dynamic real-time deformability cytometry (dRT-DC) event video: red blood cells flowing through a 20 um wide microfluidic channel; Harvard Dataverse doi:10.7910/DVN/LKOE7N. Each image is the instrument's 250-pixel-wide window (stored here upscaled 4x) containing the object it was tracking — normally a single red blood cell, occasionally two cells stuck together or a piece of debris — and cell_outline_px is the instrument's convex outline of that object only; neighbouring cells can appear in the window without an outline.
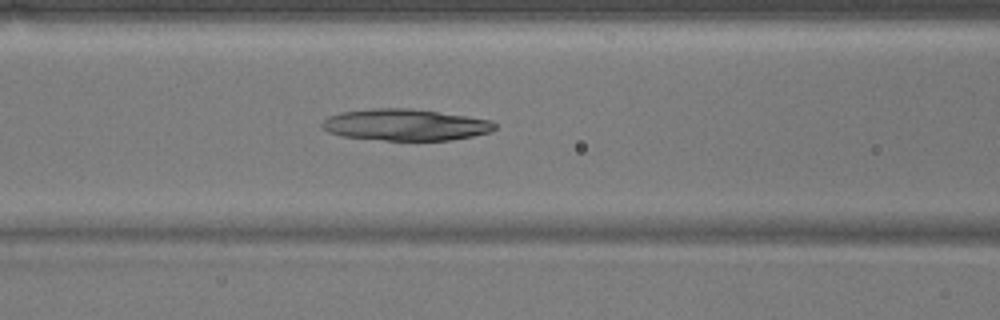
{"species": "common noctule bat (a hibernating species)", "species_latin": "Nyctalus noctula", "temperature_condition": "warm", "stored_images_in_passage": 50, "camera_frame_rate_fps": 3000, "um_per_image_px": 0.085, "animal": {"sex": "male", "body_mass_g": 17.9}, "frame": {"image": 1, "passage_image": 19, "time_ms": 6.0, "image_size_px": [1000, 320], "cell_outline_px": [[496, 128], [488, 132], [472, 136], [452, 140], [384, 140], [340, 136], [328, 132], [320, 124], [328, 116], [340, 112], [372, 108], [408, 108], [492, 120], [496, 124]], "centroid_in_image_um": [34.41, 10.61], "position_along_channel_um": 132.2, "area_um2": 31.56}}
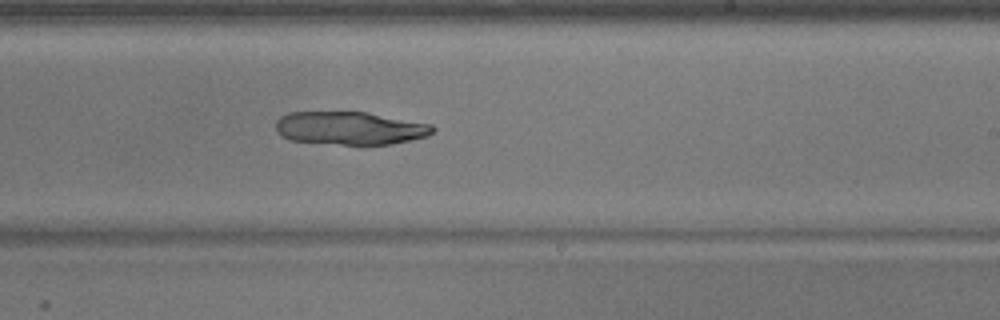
{"frame": {"image": 2, "passage_image": 29, "time_ms": 9.333, "image_size_px": [1000, 320], "cell_outline_px": [[436, 132], [428, 136], [392, 144], [364, 148], [292, 140], [280, 136], [276, 132], [276, 120], [280, 116], [288, 112], [368, 112], [432, 124], [436, 128]], "centroid_in_image_um": [29.78, 10.93], "position_along_channel_um": 259.2, "area_um2": 31.5}}
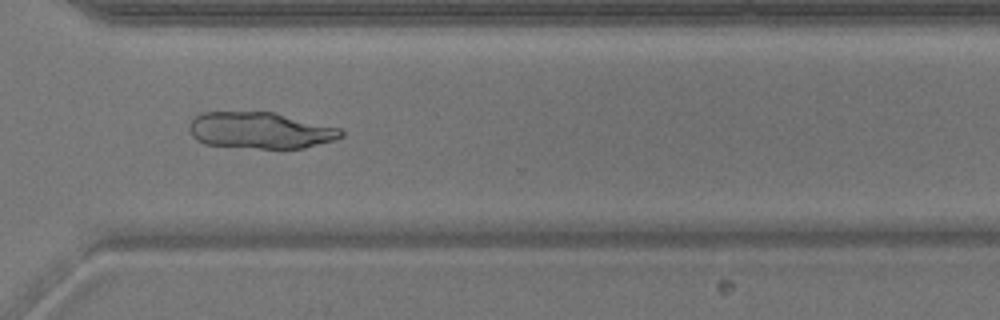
{"frame": {"image": 3, "passage_image": 36, "time_ms": 11.667, "image_size_px": [1000, 320], "cell_outline_px": [[344, 136], [336, 140], [304, 148], [260, 148], [204, 144], [196, 140], [192, 136], [188, 128], [188, 124], [200, 112], [276, 112], [340, 128], [344, 132]], "centroid_in_image_um": [22.14, 11.08], "position_along_channel_um": 348.5, "area_um2": 32.43}}